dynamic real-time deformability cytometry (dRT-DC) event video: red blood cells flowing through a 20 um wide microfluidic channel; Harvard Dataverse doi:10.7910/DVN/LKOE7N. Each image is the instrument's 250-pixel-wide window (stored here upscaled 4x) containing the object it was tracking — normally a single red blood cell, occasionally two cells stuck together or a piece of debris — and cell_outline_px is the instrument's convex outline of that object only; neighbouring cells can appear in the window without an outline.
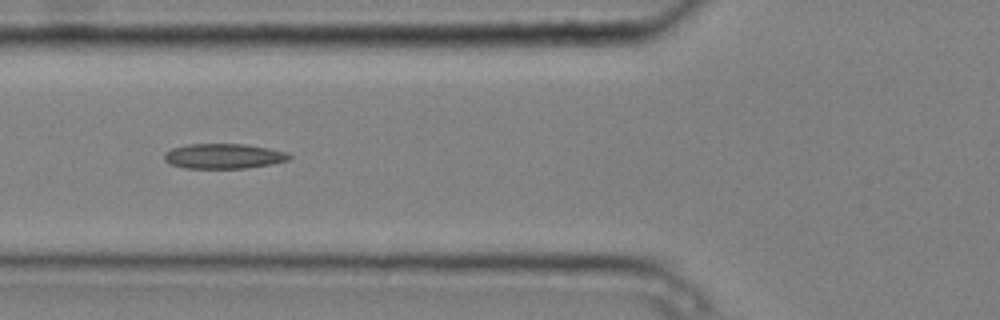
{"species": "common noctule bat (a hibernating species)", "species_latin": "Nyctalus noctula", "temperature_condition": "cold", "stored_images_in_passage": 7, "camera_frame_rate_fps": 3000, "um_per_image_px": 0.085, "animal": {"sex": "male", "body_mass_g": 20.4}, "frame": {"image": 1, "passage_image": 5, "time_ms": 1.333, "image_size_px": [1000, 320], "cell_outline_px": [[292, 156], [288, 160], [272, 164], [248, 168], [184, 168], [168, 164], [164, 160], [164, 152], [172, 148], [188, 144], [244, 144], [268, 148], [288, 152]], "centroid_in_image_um": [18.99, 13.27], "position_along_channel_um": 106.8, "area_um2": 18.38}}
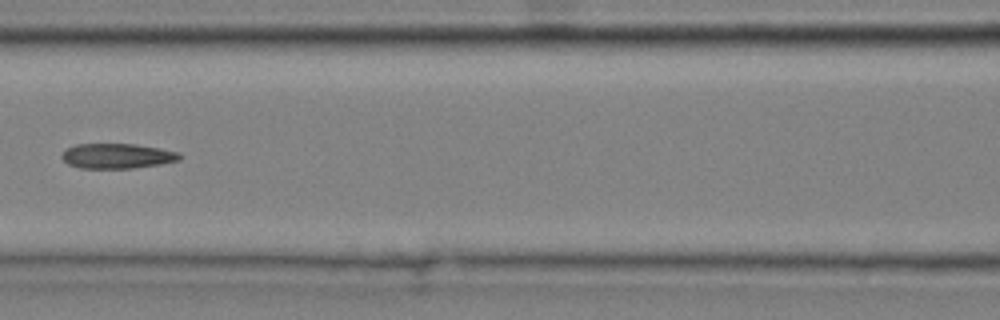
{"frame": {"image": 2, "passage_image": 6, "time_ms": 1.667, "image_size_px": [1000, 320], "cell_outline_px": [[184, 156], [180, 160], [160, 164], [132, 168], [80, 168], [68, 164], [60, 156], [64, 148], [76, 144], [136, 144], [160, 148], [180, 152]], "centroid_in_image_um": [9.97, 13.25], "position_along_channel_um": 156.6, "area_um2": 17.4}}
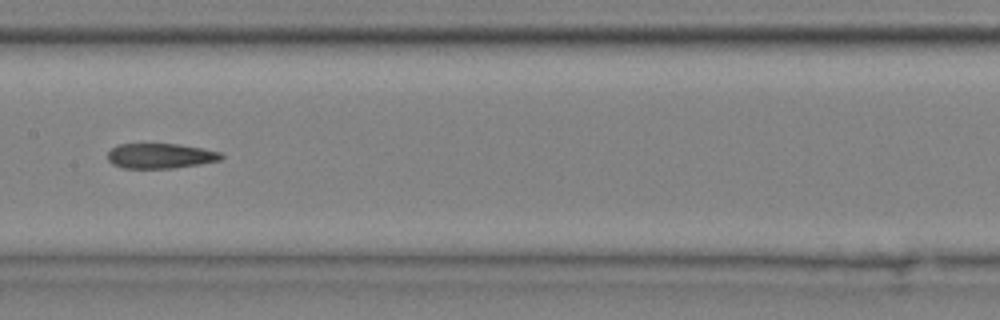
{"frame": {"image": 3, "passage_image": 7, "time_ms": 2.0, "image_size_px": [1000, 320], "cell_outline_px": [[224, 156], [220, 160], [200, 164], [172, 168], [124, 168], [112, 164], [108, 160], [108, 152], [116, 144], [180, 144], [204, 148], [220, 152]], "centroid_in_image_um": [13.63, 13.24], "position_along_channel_um": 193.8, "area_um2": 16.65}}